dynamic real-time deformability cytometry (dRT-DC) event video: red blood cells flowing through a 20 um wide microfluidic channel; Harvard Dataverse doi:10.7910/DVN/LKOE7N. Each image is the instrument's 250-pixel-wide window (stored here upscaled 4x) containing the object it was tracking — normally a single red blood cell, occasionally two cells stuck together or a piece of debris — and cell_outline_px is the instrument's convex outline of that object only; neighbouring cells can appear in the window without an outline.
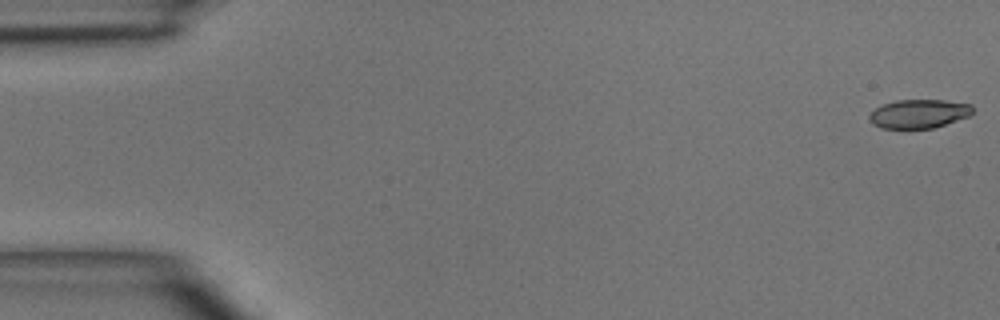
{"species": "common noctule bat (a hibernating species)", "species_latin": "Nyctalus noctula", "temperature_condition": "room temperature", "stored_images_in_passage": 5, "camera_frame_rate_fps": 3000, "um_per_image_px": 0.085, "animal": {"sex": "male", "body_mass_g": 15.6}, "frame": {"image": 1, "passage_image": 1, "time_ms": 0.0, "image_size_px": [1000, 320], "cell_outline_px": [[972, 112], [968, 116], [932, 128], [880, 128], [872, 124], [868, 120], [868, 116], [876, 108], [884, 104], [896, 100], [944, 100], [972, 104]], "centroid_in_image_um": [78.07, 9.66], "position_along_channel_um": 6.9, "area_um2": 17.17}}
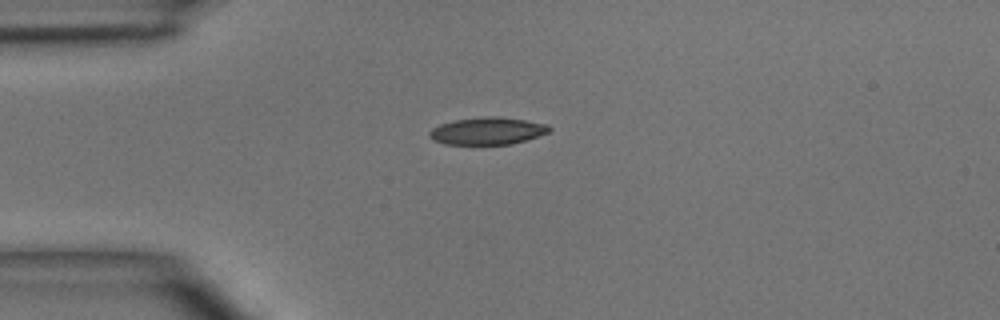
{"frame": {"image": 2, "passage_image": 4, "time_ms": 3.667, "image_size_px": [1000, 320], "cell_outline_px": [[552, 128], [548, 132], [512, 144], [444, 144], [432, 140], [428, 136], [428, 132], [432, 128], [440, 124], [456, 120], [484, 116], [496, 116], [524, 120], [548, 124]], "centroid_in_image_um": [41.39, 11.13], "position_along_channel_um": 43.6, "area_um2": 18.96}}